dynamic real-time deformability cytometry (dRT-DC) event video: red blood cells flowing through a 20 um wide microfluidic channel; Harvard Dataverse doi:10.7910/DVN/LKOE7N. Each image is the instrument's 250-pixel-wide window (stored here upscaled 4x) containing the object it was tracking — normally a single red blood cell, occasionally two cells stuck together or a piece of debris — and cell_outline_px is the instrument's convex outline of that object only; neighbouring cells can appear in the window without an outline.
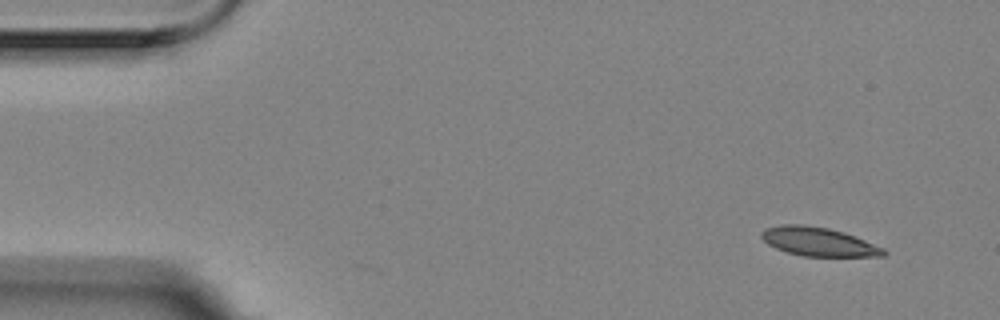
{"species": "Egyptian fruit bat (a non-hibernating species)", "species_latin": "Rousettus aegyptiacus", "temperature_condition": "room temperature", "stored_images_in_passage": 4, "segment_of_instrument_passage": [2, 2], "camera_frame_rate_fps": 3000, "um_per_image_px": 0.085, "animal": {"sex": "female"}, "frame": {"image": 1, "passage_image": 4, "time_ms": 1.0, "image_size_px": [1000, 320], "cell_outline_px": [[888, 252], [884, 256], [804, 256], [788, 252], [776, 248], [768, 244], [760, 236], [760, 232], [764, 228], [784, 224], [800, 224], [828, 228], [844, 232], [884, 248]], "centroid_in_image_um": [69.56, 20.54], "position_along_channel_um": 15.4, "area_um2": 20.35}}